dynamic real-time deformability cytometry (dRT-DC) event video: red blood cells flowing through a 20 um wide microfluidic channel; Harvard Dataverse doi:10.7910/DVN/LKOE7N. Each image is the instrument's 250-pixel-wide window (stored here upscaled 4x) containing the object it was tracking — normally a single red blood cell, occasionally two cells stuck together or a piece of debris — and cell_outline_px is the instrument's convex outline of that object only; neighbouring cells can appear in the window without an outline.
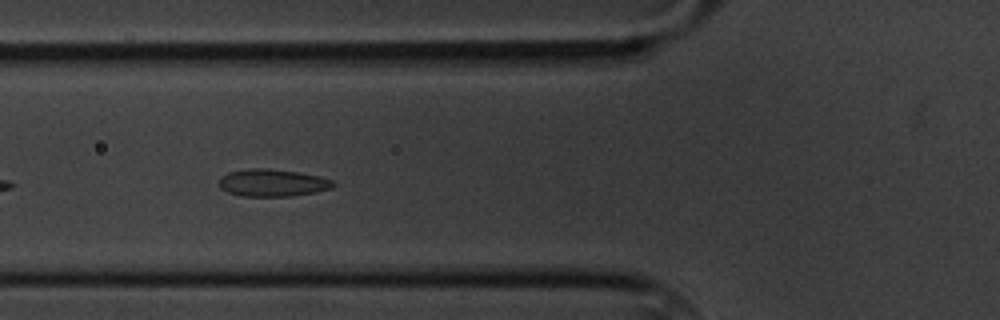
{"species": "common noctule bat (a hibernating species)", "species_latin": "Nyctalus noctula", "temperature_condition": "cold", "stored_images_in_passage": 9, "camera_frame_rate_fps": 3000, "um_per_image_px": 0.085, "animal": {"sex": "male", "body_mass_g": 20.1, "forearm_length_mm": 53.5}, "frame": {"image": 1, "passage_image": 4, "time_ms": 3.333, "image_size_px": [1000, 320], "cell_outline_px": [[336, 184], [332, 188], [292, 196], [240, 196], [228, 192], [220, 188], [220, 176], [228, 172], [248, 168], [268, 168], [296, 172], [320, 176], [332, 180]], "centroid_in_image_um": [23.13, 15.53], "position_along_channel_um": 102.7, "area_um2": 18.15}}
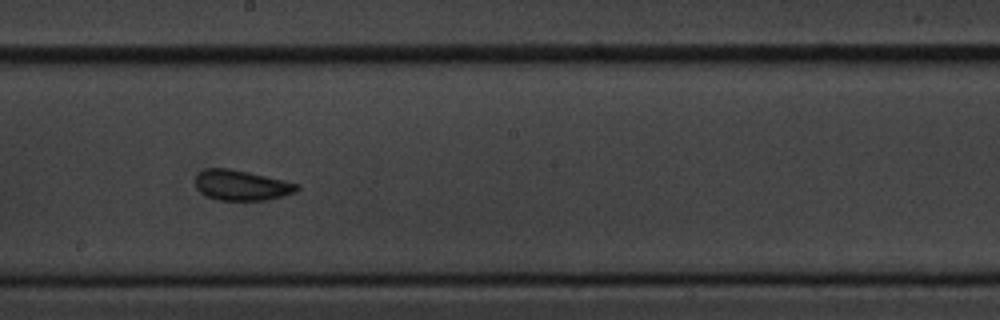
{"frame": {"image": 2, "passage_image": 7, "time_ms": 7.0, "image_size_px": [1000, 320], "cell_outline_px": [[300, 188], [296, 192], [284, 196], [268, 200], [220, 200], [208, 196], [200, 192], [196, 188], [196, 176], [204, 168], [228, 168], [248, 172], [284, 180], [300, 184]], "centroid_in_image_um": [20.56, 15.75], "position_along_channel_um": 227.6, "area_um2": 17.98}}
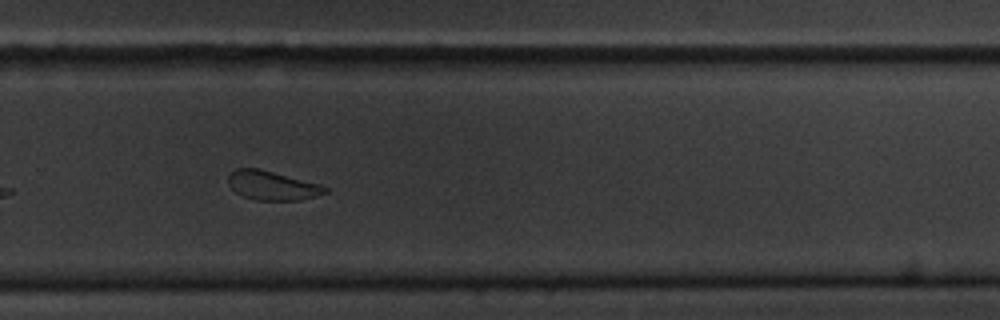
{"frame": {"image": 3, "passage_image": 9, "time_ms": 9.333, "image_size_px": [1000, 320], "cell_outline_px": [[328, 192], [316, 196], [296, 200], [256, 200], [244, 196], [236, 192], [228, 184], [228, 176], [236, 168], [260, 168], [320, 184], [328, 188]], "centroid_in_image_um": [23.14, 15.76], "position_along_channel_um": 306.7, "area_um2": 16.36}}